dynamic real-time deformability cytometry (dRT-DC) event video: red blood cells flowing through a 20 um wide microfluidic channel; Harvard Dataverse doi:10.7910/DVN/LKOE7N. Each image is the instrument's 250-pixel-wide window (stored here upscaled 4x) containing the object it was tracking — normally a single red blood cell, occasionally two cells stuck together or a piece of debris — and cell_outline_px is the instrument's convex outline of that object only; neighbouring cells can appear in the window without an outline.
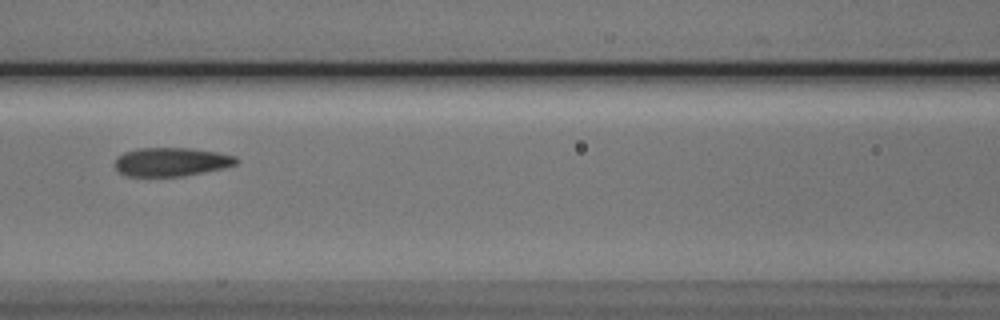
{"species": "Egyptian fruit bat (a non-hibernating species)", "species_latin": "Rousettus aegyptiacus", "temperature_condition": "cold", "stored_images_in_passage": 6, "camera_frame_rate_fps": 3000, "um_per_image_px": 0.085, "animal": {"sex": "male"}, "frame": {"image": 1, "passage_image": 3, "time_ms": 2.333, "image_size_px": [1000, 320], "cell_outline_px": [[240, 160], [236, 164], [224, 168], [184, 176], [128, 176], [120, 172], [116, 168], [116, 156], [124, 152], [136, 148], [192, 148], [216, 152], [236, 156]], "centroid_in_image_um": [14.58, 13.75], "position_along_channel_um": 152.0, "area_um2": 20.35}}
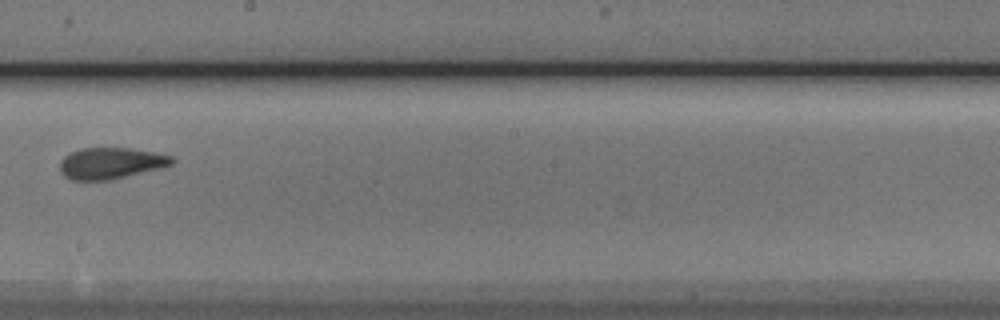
{"frame": {"image": 2, "passage_image": 5, "time_ms": 4.667, "image_size_px": [1000, 320], "cell_outline_px": [[176, 160], [172, 164], [164, 168], [108, 180], [72, 180], [64, 176], [60, 172], [60, 160], [64, 156], [80, 148], [132, 148], [156, 152], [172, 156]], "centroid_in_image_um": [9.45, 13.87], "position_along_channel_um": 238.7, "area_um2": 20.69}}
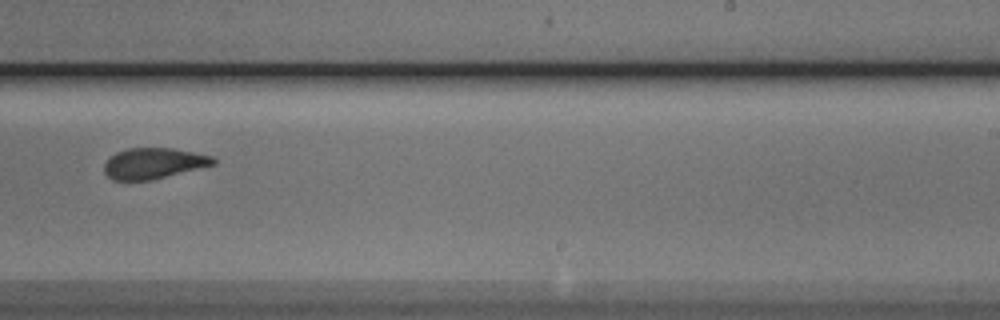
{"frame": {"image": 3, "passage_image": 6, "time_ms": 5.667, "image_size_px": [1000, 320], "cell_outline_px": [[216, 164], [152, 180], [112, 180], [104, 172], [104, 164], [116, 152], [128, 148], [172, 148], [212, 156], [216, 160]], "centroid_in_image_um": [13.05, 13.89], "position_along_channel_um": 275.9, "area_um2": 19.48}}